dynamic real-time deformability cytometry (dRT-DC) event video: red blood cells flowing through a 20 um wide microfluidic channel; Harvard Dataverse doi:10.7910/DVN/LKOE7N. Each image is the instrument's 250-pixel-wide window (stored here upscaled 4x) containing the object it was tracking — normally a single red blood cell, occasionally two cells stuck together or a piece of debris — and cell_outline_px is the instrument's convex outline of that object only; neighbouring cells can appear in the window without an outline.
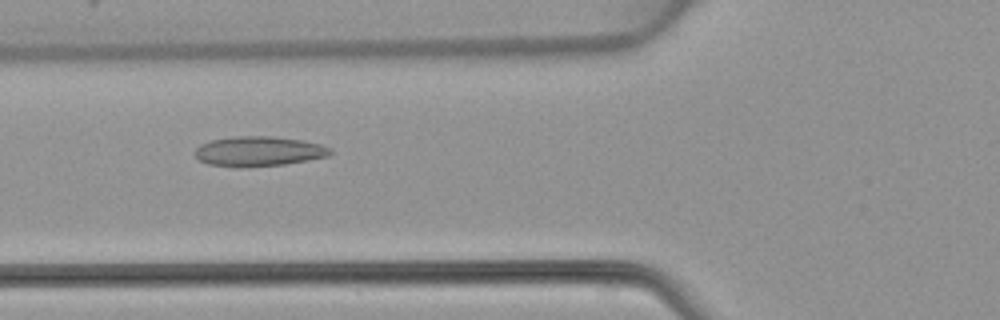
{"species": "common noctule bat (a hibernating species)", "species_latin": "Nyctalus noctula", "temperature_condition": "warm", "stored_images_in_passage": 48, "camera_frame_rate_fps": 3000, "um_per_image_px": 0.085, "animal": {"sex": "female", "body_mass_g": 22.7, "forearm_length_mm": 54.2}, "frame": {"image": 1, "passage_image": 18, "time_ms": 5.667, "image_size_px": [1000, 320], "cell_outline_px": [[332, 152], [328, 156], [308, 160], [284, 164], [248, 168], [236, 168], [208, 164], [200, 160], [192, 152], [200, 144], [212, 140], [236, 136], [272, 136], [304, 140], [320, 144], [332, 148]], "centroid_in_image_um": [21.98, 12.87], "position_along_channel_um": 103.8, "area_um2": 23.93}}
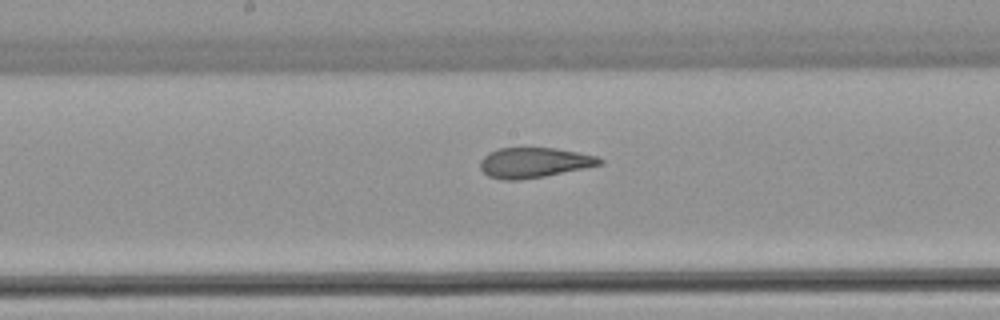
{"frame": {"image": 2, "passage_image": 25, "time_ms": 8.0, "image_size_px": [1000, 320], "cell_outline_px": [[604, 164], [544, 176], [520, 180], [500, 180], [488, 176], [480, 168], [480, 160], [488, 152], [500, 148], [556, 148], [596, 156], [604, 160]], "centroid_in_image_um": [45.37, 13.82], "position_along_channel_um": 202.8, "area_um2": 20.98}}
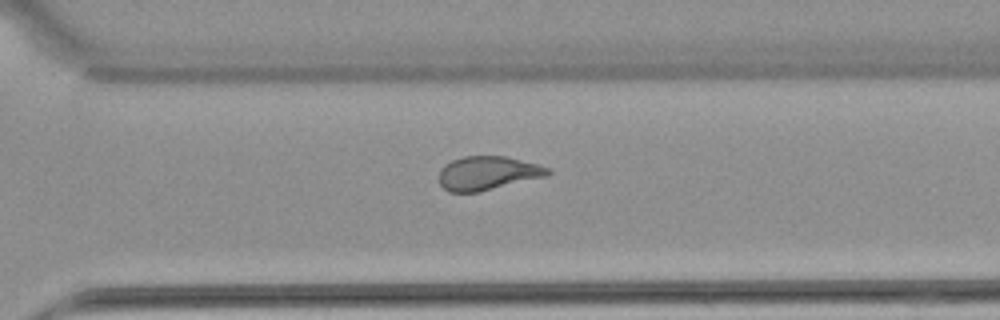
{"frame": {"image": 3, "passage_image": 34, "time_ms": 11.0, "image_size_px": [1000, 320], "cell_outline_px": [[552, 172], [548, 176], [476, 192], [448, 192], [440, 184], [440, 168], [444, 164], [452, 160], [464, 156], [508, 156], [540, 164], [552, 168]], "centroid_in_image_um": [41.5, 14.7], "position_along_channel_um": 329.1, "area_um2": 21.62}}